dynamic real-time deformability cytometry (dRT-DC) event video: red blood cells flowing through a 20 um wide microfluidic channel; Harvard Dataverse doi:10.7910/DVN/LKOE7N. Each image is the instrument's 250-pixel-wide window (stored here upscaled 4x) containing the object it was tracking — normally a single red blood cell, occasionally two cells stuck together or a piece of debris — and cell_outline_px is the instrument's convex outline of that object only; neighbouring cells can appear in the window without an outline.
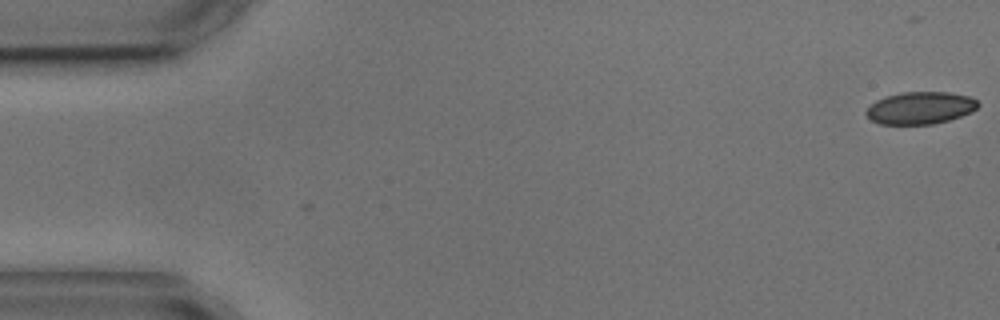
{"species": "common noctule bat (a hibernating species)", "species_latin": "Nyctalus noctula", "temperature_condition": "cold", "stored_images_in_passage": 7, "camera_frame_rate_fps": 3000, "um_per_image_px": 0.085, "animal": {"sex": "male", "body_mass_g": 17.9, "forearm_length_mm": 54.2}, "frame": {"image": 1, "passage_image": 1, "time_ms": 0.0, "image_size_px": [1000, 320], "cell_outline_px": [[980, 104], [972, 112], [948, 120], [932, 124], [880, 124], [872, 120], [864, 112], [876, 100], [900, 92], [948, 92], [968, 96], [976, 100]], "centroid_in_image_um": [78.23, 9.17], "position_along_channel_um": 6.8, "area_um2": 20.87}}